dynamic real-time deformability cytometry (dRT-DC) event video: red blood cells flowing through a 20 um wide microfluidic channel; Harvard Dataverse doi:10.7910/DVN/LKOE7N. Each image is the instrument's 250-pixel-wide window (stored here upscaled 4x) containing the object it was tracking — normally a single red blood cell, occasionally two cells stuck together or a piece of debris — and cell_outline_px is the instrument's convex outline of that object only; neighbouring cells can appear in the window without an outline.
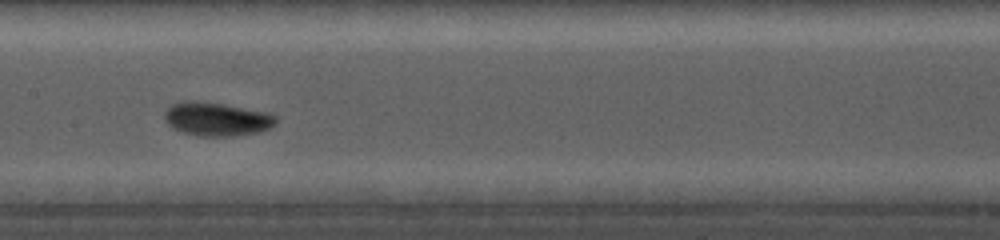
{"species": "common noctule bat (a hibernating species)", "species_latin": "Nyctalus noctula", "temperature_condition": "cold", "stored_images_in_passage": 22, "camera_frame_rate_fps": 5000, "um_per_image_px": 0.085, "animal": {"sex": "female", "body_mass_g": 19.0, "forearm_length_mm": 56.7}, "frame": {"image": 1, "passage_image": 11, "time_ms": 7.8, "image_size_px": [1000, 240], "cell_outline_px": [[276, 124], [260, 132], [232, 136], [196, 136], [172, 128], [164, 120], [164, 112], [172, 104], [184, 100], [196, 100], [224, 104], [268, 112], [276, 116]], "centroid_in_image_um": [18.4, 10.11], "position_along_channel_um": 189.0, "area_um2": 22.02}}
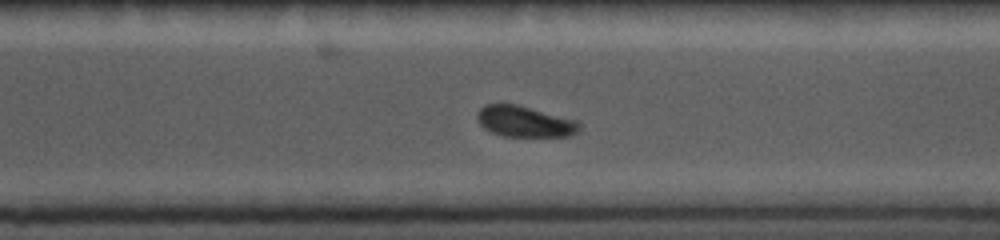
{"frame": {"image": 2, "passage_image": 16, "time_ms": 11.4, "image_size_px": [1000, 240], "cell_outline_px": [[580, 128], [576, 132], [568, 136], [504, 136], [492, 132], [484, 128], [476, 120], [476, 112], [484, 104], [516, 104], [580, 120]], "centroid_in_image_um": [44.59, 10.31], "position_along_channel_um": 326.0, "area_um2": 18.61}}
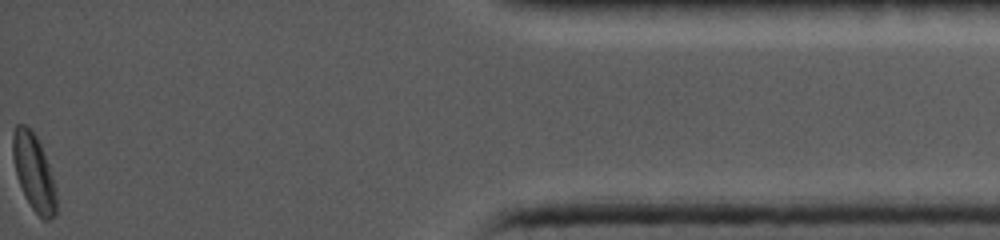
{"frame": {"image": 3, "passage_image": 22, "time_ms": 15.6, "image_size_px": [1000, 240], "cell_outline_px": [[56, 216], [48, 220], [44, 220], [32, 208], [20, 184], [16, 172], [12, 156], [12, 132], [16, 124], [24, 124], [32, 128], [40, 144], [48, 164], [56, 188]], "centroid_in_image_um": [2.87, 14.6], "position_along_channel_um": 432.3, "area_um2": 19.31}}